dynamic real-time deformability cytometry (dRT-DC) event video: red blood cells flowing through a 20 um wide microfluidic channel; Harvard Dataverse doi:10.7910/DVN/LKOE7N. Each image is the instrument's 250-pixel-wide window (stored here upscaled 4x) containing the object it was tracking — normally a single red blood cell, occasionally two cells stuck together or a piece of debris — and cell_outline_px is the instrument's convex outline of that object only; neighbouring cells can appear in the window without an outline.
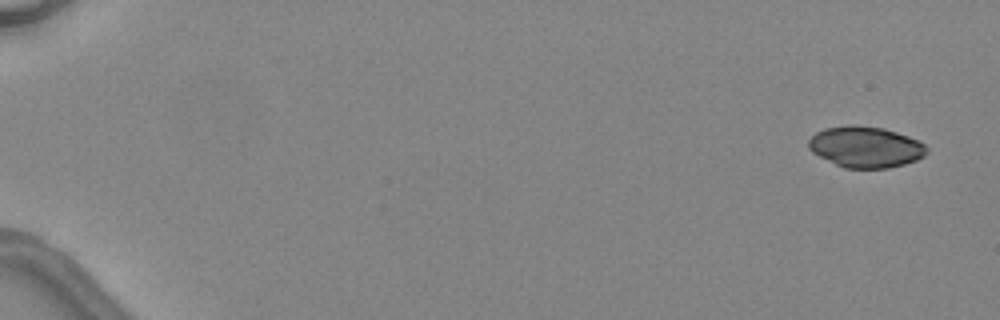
{"species": "common noctule bat (a hibernating species)", "species_latin": "Nyctalus noctula", "temperature_condition": "warm", "stored_images_in_passage": 4, "camera_frame_rate_fps": 3000, "um_per_image_px": 0.085, "animal": {"sex": "female", "body_mass_g": 24.6, "forearm_length_mm": 56.2}, "frame": {"image": 1, "passage_image": 1, "time_ms": 0.0, "image_size_px": [1000, 320], "cell_outline_px": [[928, 152], [924, 156], [916, 160], [904, 164], [888, 168], [844, 168], [812, 152], [808, 148], [808, 140], [816, 132], [824, 128], [848, 124], [856, 124], [884, 128], [908, 136], [924, 144], [928, 148]], "centroid_in_image_um": [73.57, 12.48], "position_along_channel_um": 11.4, "area_um2": 28.38}}
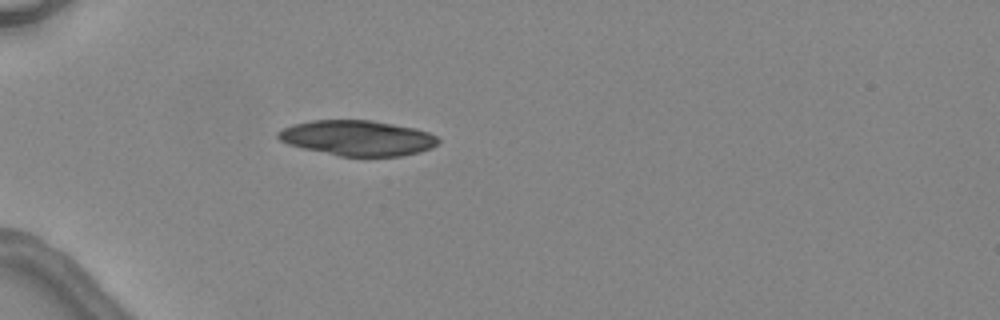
{"frame": {"image": 2, "passage_image": 4, "time_ms": 4.667, "image_size_px": [1000, 320], "cell_outline_px": [[440, 140], [432, 148], [420, 152], [400, 156], [340, 156], [304, 148], [288, 144], [280, 140], [276, 136], [276, 132], [292, 124], [312, 120], [372, 120], [416, 128], [428, 132], [436, 136]], "centroid_in_image_um": [30.39, 11.72], "position_along_channel_um": 54.6, "area_um2": 32.95}}